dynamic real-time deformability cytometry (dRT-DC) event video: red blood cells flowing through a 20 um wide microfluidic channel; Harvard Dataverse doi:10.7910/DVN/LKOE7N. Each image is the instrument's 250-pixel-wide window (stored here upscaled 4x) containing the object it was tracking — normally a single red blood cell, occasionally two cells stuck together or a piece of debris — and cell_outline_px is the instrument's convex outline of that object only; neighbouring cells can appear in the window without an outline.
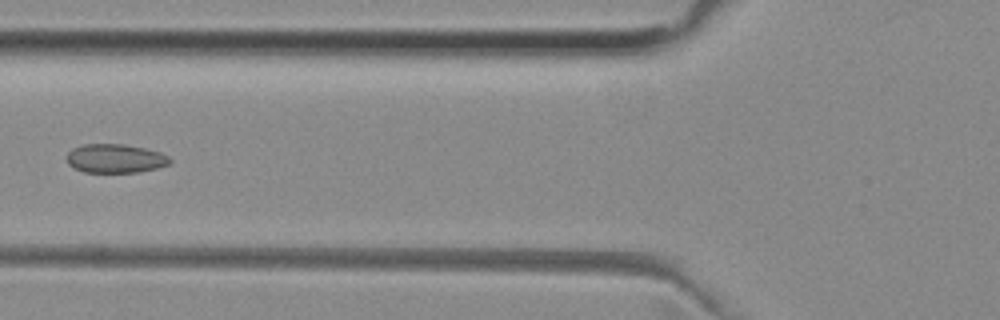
{"species": "common noctule bat (a hibernating species)", "species_latin": "Nyctalus noctula", "temperature_condition": "room temperature", "stored_images_in_passage": 5, "camera_frame_rate_fps": 3000, "um_per_image_px": 0.085, "animal": {"sex": "female", "body_mass_g": 29.2, "forearm_length_mm": 56.3}, "frame": {"image": 1, "passage_image": 5, "time_ms": 1.333, "image_size_px": [1000, 320], "cell_outline_px": [[172, 160], [168, 164], [156, 168], [140, 172], [84, 172], [68, 164], [68, 152], [72, 148], [84, 144], [124, 144], [144, 148], [160, 152], [168, 156]], "centroid_in_image_um": [9.81, 13.46], "position_along_channel_um": 116.0, "area_um2": 17.22}}